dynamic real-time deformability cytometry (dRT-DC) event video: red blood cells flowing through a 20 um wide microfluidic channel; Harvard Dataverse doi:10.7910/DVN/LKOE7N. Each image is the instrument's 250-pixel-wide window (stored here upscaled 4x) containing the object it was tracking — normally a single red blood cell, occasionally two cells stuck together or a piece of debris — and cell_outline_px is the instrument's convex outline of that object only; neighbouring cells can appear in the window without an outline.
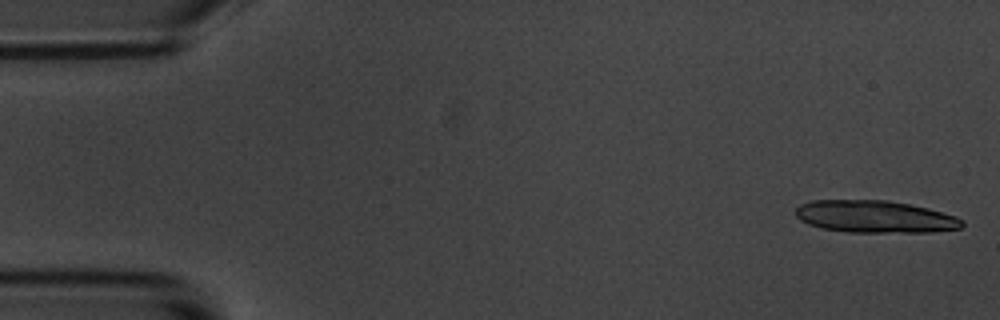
{"species": "common noctule bat (a hibernating species)", "species_latin": "Nyctalus noctula", "temperature_condition": "room temperature", "stored_images_in_passage": 6, "camera_frame_rate_fps": 3000, "um_per_image_px": 0.085, "animal": {"sex": "male", "body_mass_g": 20.1, "forearm_length_mm": 53.5}, "frame": {"image": 1, "passage_image": 1, "time_ms": 0.0, "image_size_px": [1000, 320], "cell_outline_px": [[964, 224], [960, 228], [932, 232], [848, 232], [824, 228], [808, 224], [800, 220], [796, 216], [796, 208], [800, 204], [812, 200], [888, 200], [928, 208], [956, 216], [964, 220]], "centroid_in_image_um": [74.38, 18.41], "position_along_channel_um": 10.6, "area_um2": 31.27}}
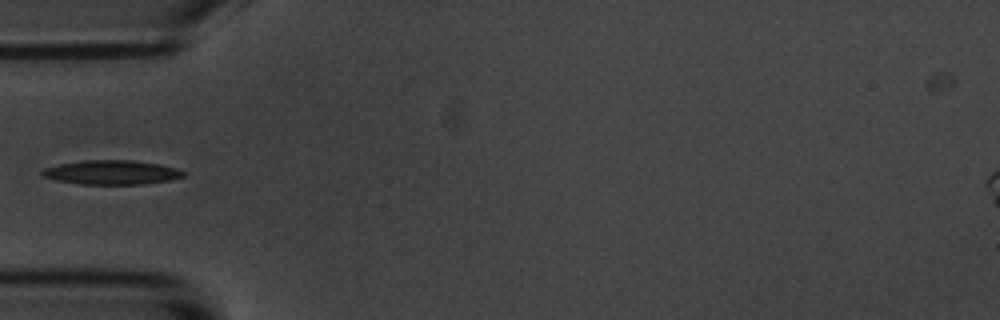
{"frame": {"image": 2, "passage_image": 6, "time_ms": 5.667, "image_size_px": [1000, 320], "cell_outline_px": [[188, 172], [184, 176], [168, 180], [140, 184], [80, 184], [56, 180], [44, 176], [40, 172], [44, 168], [60, 164], [84, 160], [132, 160], [160, 164], [176, 168]], "centroid_in_image_um": [9.51, 14.64], "position_along_channel_um": 75.5, "area_um2": 19.83}}